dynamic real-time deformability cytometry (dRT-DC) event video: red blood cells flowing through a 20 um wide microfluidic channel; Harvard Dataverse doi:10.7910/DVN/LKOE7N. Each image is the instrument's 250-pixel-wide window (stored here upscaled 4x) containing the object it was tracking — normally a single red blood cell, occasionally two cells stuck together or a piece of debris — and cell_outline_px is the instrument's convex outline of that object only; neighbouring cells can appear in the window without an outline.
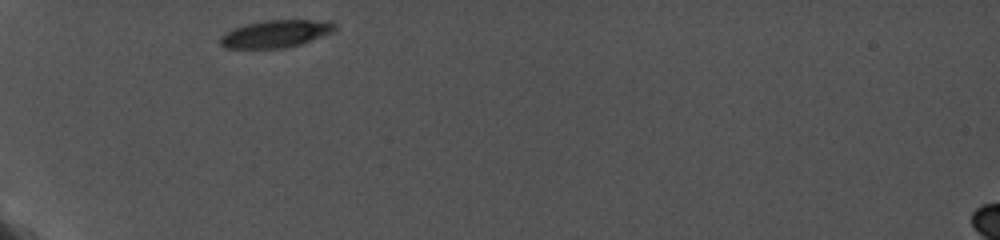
{"species": "common noctule bat (a hibernating species)", "species_latin": "Nyctalus noctula", "temperature_condition": "cold", "stored_images_in_passage": 51, "camera_frame_rate_fps": 5000, "um_per_image_px": 0.085, "animal": {"sex": "female", "body_mass_g": 19.0, "forearm_length_mm": 56.7}, "frame": {"image": 1, "passage_image": 1, "time_ms": 0.0, "image_size_px": [1000, 240], "cell_outline_px": [[336, 28], [332, 32], [300, 44], [284, 48], [224, 48], [220, 44], [220, 36], [224, 32], [232, 28], [244, 24], [264, 20], [328, 20], [336, 24]], "centroid_in_image_um": [23.4, 2.86], "position_along_channel_um": 61.6, "area_um2": 18.44}}
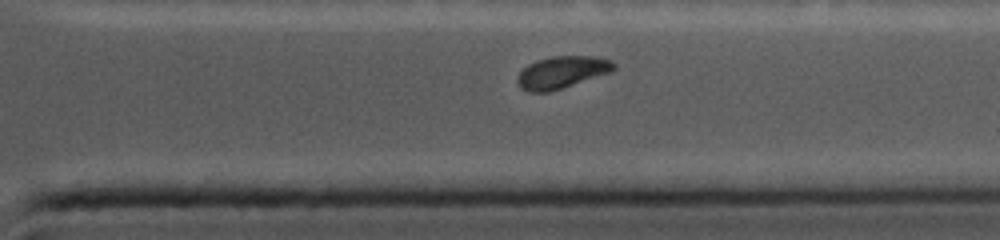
{"frame": {"image": 2, "passage_image": 40, "time_ms": 8.6, "image_size_px": [1000, 240], "cell_outline_px": [[616, 68], [612, 72], [548, 92], [528, 92], [520, 88], [516, 80], [520, 72], [528, 64], [536, 60], [552, 56], [596, 56], [612, 60], [616, 64]], "centroid_in_image_um": [47.78, 6.13], "position_along_channel_um": 363.6, "area_um2": 18.15}}
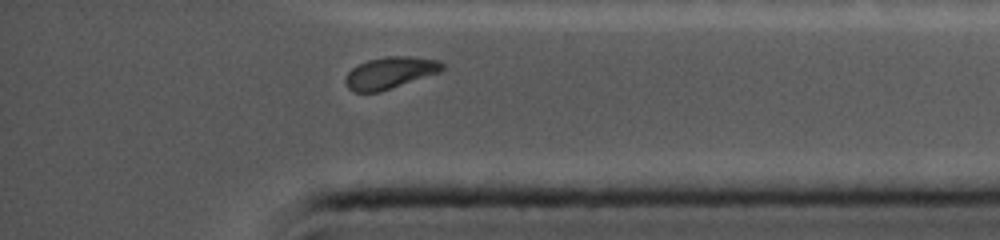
{"frame": {"image": 3, "passage_image": 45, "time_ms": 9.6, "image_size_px": [1000, 240], "cell_outline_px": [[444, 68], [440, 72], [380, 92], [356, 92], [348, 88], [344, 80], [348, 72], [352, 68], [368, 60], [384, 56], [412, 56], [440, 60], [444, 64]], "centroid_in_image_um": [33.17, 6.18], "position_along_channel_um": 402.0, "area_um2": 17.98}, "authors_computed_cell_mechanics": {"area_um2": 18.6694, "velocity_mm_per_s": 3.7481, "shape_relaxation_time_tau1_ms": null, "shape_relaxation_time_tau2_ms": 2.8837, "deformation_change_tau1": null, "deformation_change_tau2": 0.0594}}